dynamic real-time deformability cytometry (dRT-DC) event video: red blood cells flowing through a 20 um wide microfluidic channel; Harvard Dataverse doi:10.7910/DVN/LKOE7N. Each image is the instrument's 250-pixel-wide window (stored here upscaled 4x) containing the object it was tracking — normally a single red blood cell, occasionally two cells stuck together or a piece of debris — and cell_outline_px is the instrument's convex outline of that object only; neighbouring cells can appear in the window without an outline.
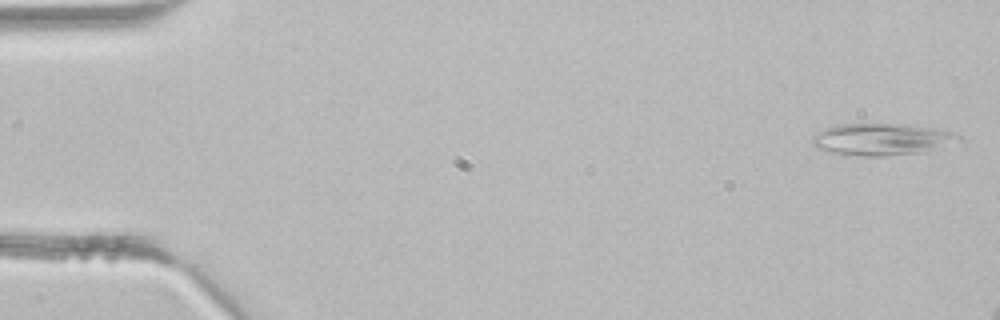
{"species": "common noctule bat (a hibernating species)", "species_latin": "Nyctalus noctula", "temperature_condition": "room temperature", "stored_images_in_passage": 3, "camera_frame_rate_fps": 3000, "um_per_image_px": 0.085, "animal": {"sex": "male", "body_mass_g": 21.5, "forearm_length_mm": 52.0}, "frame": {"image": 1, "passage_image": 1, "time_ms": 0.0, "image_size_px": [1000, 320], "cell_outline_px": [[960, 140], [916, 152], [880, 156], [864, 156], [832, 152], [816, 148], [812, 144], [812, 136], [816, 132], [836, 124], [900, 124], [932, 128], [952, 132], [960, 136]], "centroid_in_image_um": [74.81, 11.82], "position_along_channel_um": 10.2, "area_um2": 26.3}}